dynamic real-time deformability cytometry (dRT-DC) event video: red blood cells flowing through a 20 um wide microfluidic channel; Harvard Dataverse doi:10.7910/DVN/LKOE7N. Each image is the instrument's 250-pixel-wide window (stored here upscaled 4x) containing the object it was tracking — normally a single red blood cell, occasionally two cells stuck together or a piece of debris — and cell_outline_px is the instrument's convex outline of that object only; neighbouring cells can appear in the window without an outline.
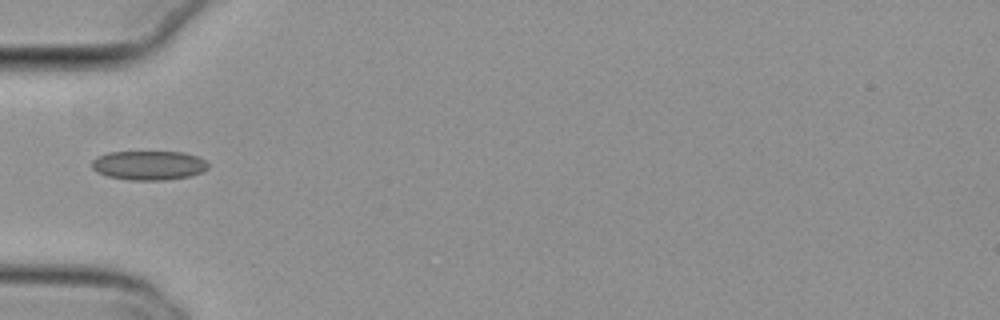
{"species": "common noctule bat (a hibernating species)", "species_latin": "Nyctalus noctula", "temperature_condition": "cold", "stored_images_in_passage": 37, "camera_frame_rate_fps": 3000, "um_per_image_px": 0.085, "animal": {"sex": "female", "body_mass_g": 29.2, "forearm_length_mm": 56.3}, "frame": {"image": 1, "passage_image": 1, "time_ms": 0.0, "image_size_px": [1000, 320], "cell_outline_px": [[208, 168], [200, 172], [188, 176], [164, 180], [128, 180], [108, 176], [96, 172], [92, 168], [92, 160], [96, 156], [108, 152], [184, 152], [196, 156], [204, 160], [208, 164]], "centroid_in_image_um": [12.6, 14.05], "position_along_channel_um": 72.4, "area_um2": 19.77}}
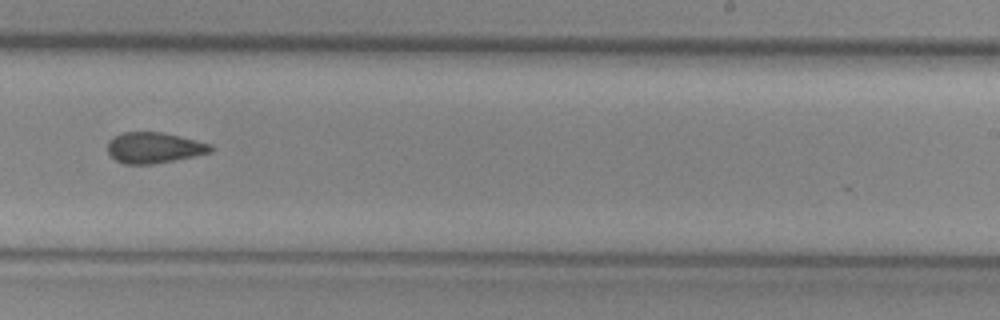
{"frame": {"image": 2, "passage_image": 17, "time_ms": 5.333, "image_size_px": [1000, 320], "cell_outline_px": [[212, 152], [152, 164], [124, 164], [116, 160], [108, 152], [108, 140], [124, 132], [164, 132], [212, 144]], "centroid_in_image_um": [13.09, 12.55], "position_along_channel_um": 275.9, "area_um2": 18.32}}
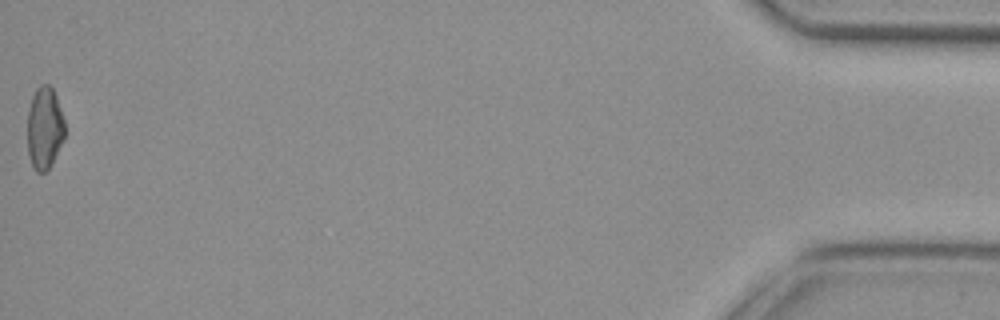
{"frame": {"image": 3, "passage_image": 37, "time_ms": 12.0, "image_size_px": [1000, 320], "cell_outline_px": [[64, 140], [52, 164], [44, 172], [36, 172], [32, 168], [28, 152], [28, 112], [32, 96], [36, 88], [40, 84], [48, 84], [52, 88], [56, 96], [64, 120]], "centroid_in_image_um": [3.78, 10.9], "position_along_channel_um": 431.4, "area_um2": 17.98}, "authors_computed_cell_mechanics": {"area_um2": 18.6694, "velocity_mm_per_s": 3.812, "shape_relaxation_time_tau1_ms": null, "shape_relaxation_time_tau2_ms": 4.8467, "deformation_change_tau1": null, "deformation_change_tau2": 0.0907}}